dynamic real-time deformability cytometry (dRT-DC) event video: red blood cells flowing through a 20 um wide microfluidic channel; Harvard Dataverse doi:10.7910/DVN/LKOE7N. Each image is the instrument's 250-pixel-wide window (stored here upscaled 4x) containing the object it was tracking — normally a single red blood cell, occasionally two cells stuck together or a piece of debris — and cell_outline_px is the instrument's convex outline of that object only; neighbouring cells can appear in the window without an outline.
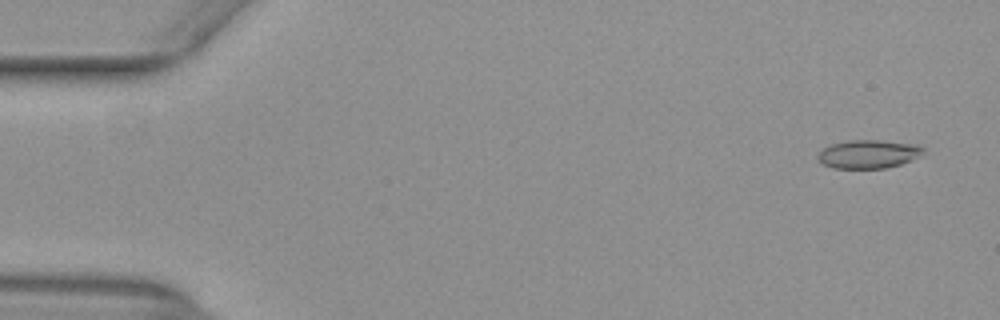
{"species": "common noctule bat (a hibernating species)", "species_latin": "Nyctalus noctula", "temperature_condition": "warm", "stored_images_in_passage": 52, "camera_frame_rate_fps": 3000, "um_per_image_px": 0.085, "animal": {"sex": "female", "body_mass_g": 29.2, "forearm_length_mm": 56.3}, "frame": {"image": 1, "passage_image": 3, "time_ms": 0.667, "image_size_px": [1000, 320], "cell_outline_px": [[924, 152], [900, 164], [884, 168], [832, 168], [816, 160], [816, 156], [824, 148], [832, 144], [848, 140], [880, 140], [920, 144], [924, 148]], "centroid_in_image_um": [73.79, 13.08], "position_along_channel_um": 11.2, "area_um2": 17.4}}
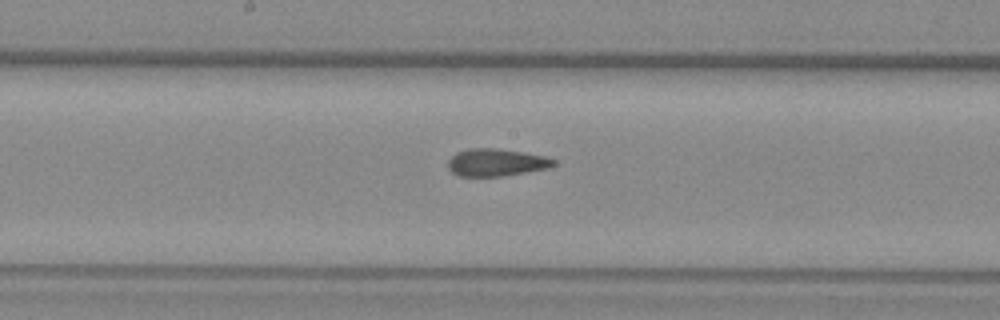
{"frame": {"image": 2, "passage_image": 28, "time_ms": 9.0, "image_size_px": [1000, 320], "cell_outline_px": [[556, 164], [548, 168], [504, 176], [460, 176], [452, 172], [448, 168], [448, 160], [456, 152], [472, 148], [496, 148], [544, 156], [556, 160]], "centroid_in_image_um": [42.17, 13.81], "position_along_channel_um": 206.0, "area_um2": 16.76}}
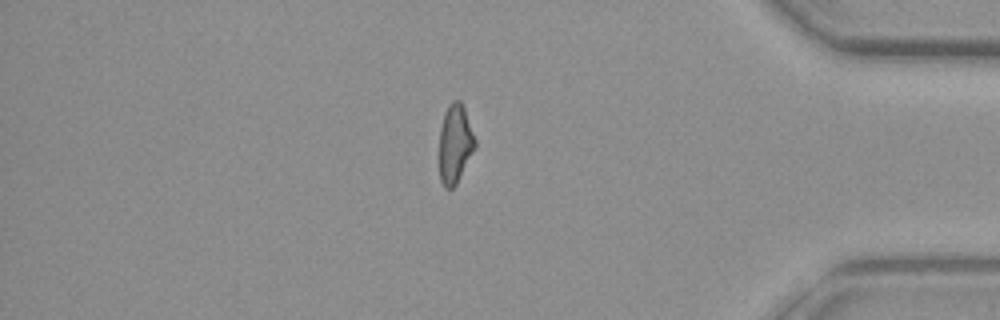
{"frame": {"image": 3, "passage_image": 45, "time_ms": 14.667, "image_size_px": [1000, 320], "cell_outline_px": [[476, 148], [456, 184], [452, 188], [444, 188], [440, 180], [440, 128], [444, 112], [448, 104], [452, 100], [460, 100], [464, 108], [476, 140]], "centroid_in_image_um": [38.68, 12.21], "position_along_channel_um": 396.5, "area_um2": 16.47}, "authors_computed_cell_mechanics": {"area_um2": 17.3689, "velocity_mm_per_s": 3.9488, "shape_relaxation_time_tau1_ms": null, "shape_relaxation_time_tau2_ms": 2.103, "deformation_change_tau1": null, "deformation_change_tau2": 0.1146}}